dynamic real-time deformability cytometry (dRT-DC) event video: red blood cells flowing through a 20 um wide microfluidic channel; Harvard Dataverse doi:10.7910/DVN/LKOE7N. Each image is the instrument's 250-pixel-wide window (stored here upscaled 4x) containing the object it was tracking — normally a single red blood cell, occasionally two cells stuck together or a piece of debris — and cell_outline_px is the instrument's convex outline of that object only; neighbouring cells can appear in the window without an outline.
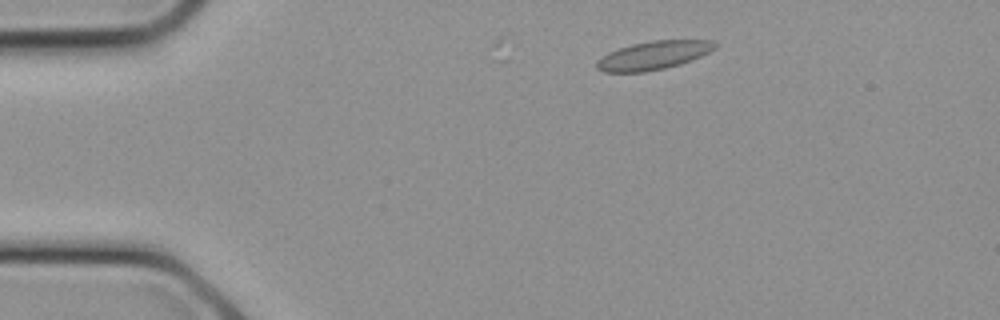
{"species": "common noctule bat (a hibernating species)", "species_latin": "Nyctalus noctula", "temperature_condition": "cold", "stored_images_in_passage": 11, "camera_frame_rate_fps": 3000, "um_per_image_px": 0.085, "animal": {"sex": "female", "body_mass_g": 21.9}, "frame": {"image": 1, "passage_image": 3, "time_ms": 0.667, "image_size_px": [1000, 320], "cell_outline_px": [[720, 44], [716, 48], [692, 60], [680, 64], [664, 68], [644, 72], [604, 72], [596, 68], [596, 60], [608, 52], [632, 44], [652, 40], [712, 40]], "centroid_in_image_um": [55.55, 4.7], "position_along_channel_um": 29.5, "area_um2": 19.65}}
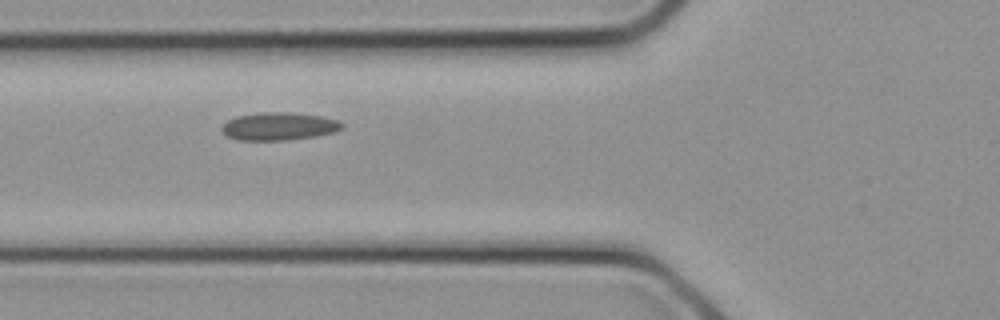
{"frame": {"image": 2, "passage_image": 8, "time_ms": 2.333, "image_size_px": [1000, 320], "cell_outline_px": [[344, 128], [332, 132], [316, 136], [288, 140], [240, 140], [228, 136], [220, 128], [228, 120], [236, 116], [264, 112], [284, 112], [320, 116], [340, 120], [344, 124]], "centroid_in_image_um": [23.74, 10.74], "position_along_channel_um": 102.1, "area_um2": 19.36}}
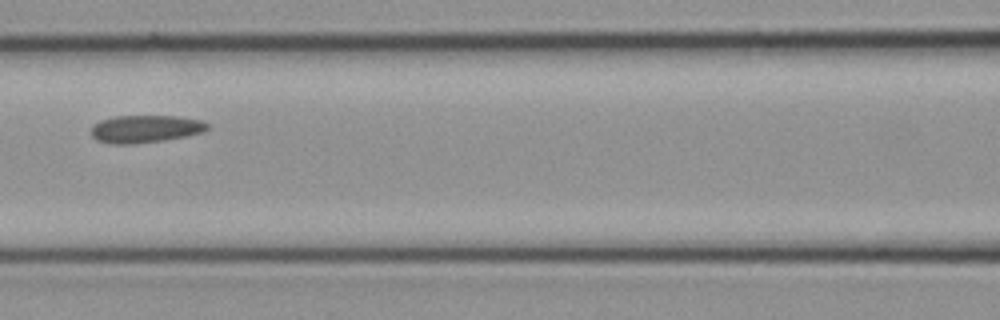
{"frame": {"image": 3, "passage_image": 10, "time_ms": 3.0, "image_size_px": [1000, 320], "cell_outline_px": [[208, 128], [204, 132], [164, 140], [136, 144], [108, 144], [96, 140], [92, 136], [92, 124], [100, 120], [116, 116], [176, 116], [200, 120], [208, 124]], "centroid_in_image_um": [12.31, 10.96], "position_along_channel_um": 154.3, "area_um2": 18.73}}